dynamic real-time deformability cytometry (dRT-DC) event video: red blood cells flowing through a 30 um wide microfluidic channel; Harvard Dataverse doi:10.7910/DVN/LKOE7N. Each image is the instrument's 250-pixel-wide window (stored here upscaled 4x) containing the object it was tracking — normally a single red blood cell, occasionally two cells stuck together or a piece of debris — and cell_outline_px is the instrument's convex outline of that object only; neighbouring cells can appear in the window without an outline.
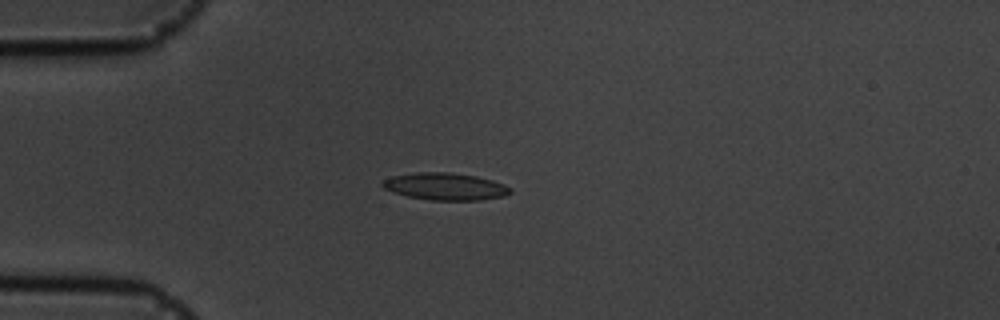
{"species": "common noctule bat (a hibernating species)", "species_latin": "Nyctalus noctula", "temperature_condition": "cold", "stored_images_in_passage": 42, "camera_frame_rate_fps": 3000, "um_per_image_px": 0.085, "animal": {"sex": "male", "body_mass_g": 19.5, "forearm_length_mm": 54.6}, "frame": {"image": 1, "passage_image": 1, "time_ms": 0.0, "image_size_px": [1000, 320], "cell_outline_px": [[512, 192], [504, 196], [480, 200], [432, 200], [408, 196], [384, 188], [380, 184], [384, 180], [392, 176], [416, 172], [448, 172], [476, 176], [492, 180], [504, 184], [512, 188]], "centroid_in_image_um": [37.88, 15.84], "position_along_channel_um": 47.1, "area_um2": 20.11}}
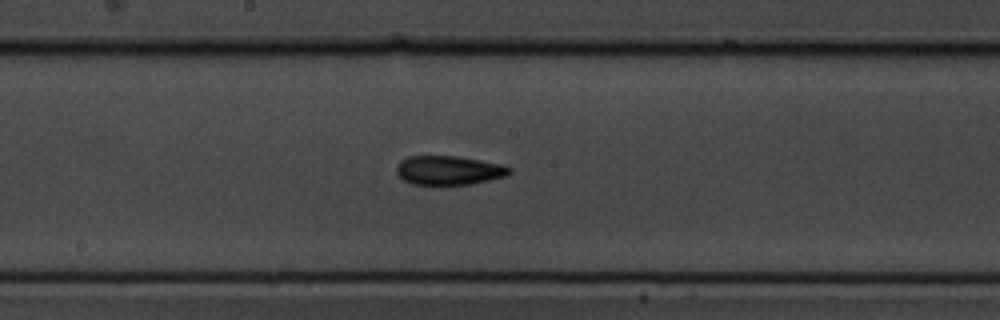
{"frame": {"image": 2, "passage_image": 16, "time_ms": 5.0, "image_size_px": [1000, 320], "cell_outline_px": [[512, 172], [504, 176], [472, 184], [412, 184], [404, 180], [396, 172], [396, 168], [400, 160], [408, 156], [460, 156], [500, 164], [512, 168]], "centroid_in_image_um": [38.14, 14.46], "position_along_channel_um": 210.1, "area_um2": 19.02}}
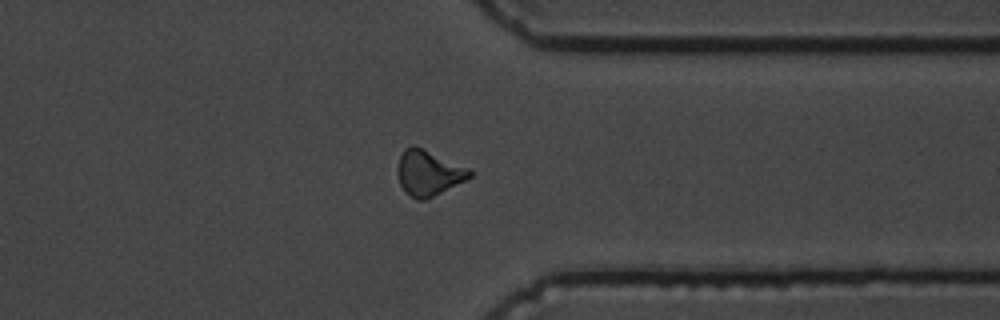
{"frame": {"image": 3, "passage_image": 30, "time_ms": 9.667, "image_size_px": [1000, 320], "cell_outline_px": [[472, 176], [424, 200], [416, 200], [408, 196], [404, 192], [400, 184], [400, 156], [404, 148], [412, 144], [468, 168], [472, 172]], "centroid_in_image_um": [36.4, 14.71], "position_along_channel_um": 375.0, "area_um2": 18.38}, "authors_computed_cell_mechanics": {"area_um2": 18.5249, "velocity_mm_per_s": 3.5954, "shape_relaxation_time_tau1_ms": 7.4525, "shape_relaxation_time_tau2_ms": 4.6792, "deformation_change_tau1": 0.1568, "deformation_change_tau2": 0.1232}}